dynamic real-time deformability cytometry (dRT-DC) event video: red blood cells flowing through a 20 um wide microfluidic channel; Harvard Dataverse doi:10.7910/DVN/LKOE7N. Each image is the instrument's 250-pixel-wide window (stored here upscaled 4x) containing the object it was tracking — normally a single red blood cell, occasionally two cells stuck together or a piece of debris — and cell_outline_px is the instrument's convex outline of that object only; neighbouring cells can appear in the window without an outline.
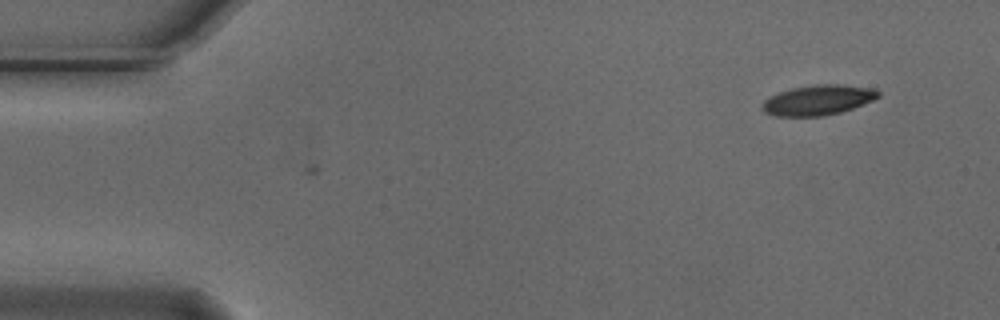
{"species": "Egyptian fruit bat (a non-hibernating species)", "species_latin": "Rousettus aegyptiacus", "temperature_condition": "cold", "stored_images_in_passage": 18, "camera_frame_rate_fps": 3000, "um_per_image_px": 0.085, "animal": {"sex": "male"}, "frame": {"image": 1, "passage_image": 18, "time_ms": 5.667, "image_size_px": [1000, 320], "cell_outline_px": [[880, 96], [872, 100], [852, 108], [840, 112], [824, 116], [776, 116], [764, 112], [760, 108], [764, 100], [780, 92], [792, 88], [816, 84], [840, 84], [876, 88], [880, 92]], "centroid_in_image_um": [69.54, 8.5], "position_along_channel_um": 15.5, "area_um2": 20.35}}